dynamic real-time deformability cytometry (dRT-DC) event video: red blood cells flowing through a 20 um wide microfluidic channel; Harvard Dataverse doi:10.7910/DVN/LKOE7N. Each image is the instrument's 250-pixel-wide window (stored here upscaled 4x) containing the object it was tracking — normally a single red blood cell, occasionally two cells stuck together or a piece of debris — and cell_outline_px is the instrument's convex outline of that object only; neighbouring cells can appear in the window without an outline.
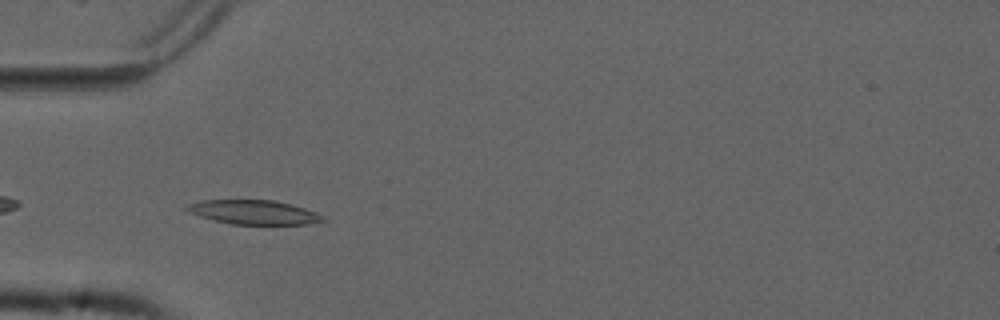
{"species": "common noctule bat (a hibernating species)", "species_latin": "Nyctalus noctula", "temperature_condition": "cold", "stored_images_in_passage": 29, "camera_frame_rate_fps": 3000, "um_per_image_px": 0.085, "animal": {"sex": "male", "forearm_length_mm": 52.5}, "frame": {"image": 1, "passage_image": 2, "time_ms": 0.333, "image_size_px": [1000, 320], "cell_outline_px": [[328, 220], [308, 224], [232, 224], [200, 216], [184, 208], [188, 204], [200, 200], [276, 200], [292, 204], [316, 212], [324, 216]], "centroid_in_image_um": [21.63, 18.03], "position_along_channel_um": 63.4, "area_um2": 19.07}}
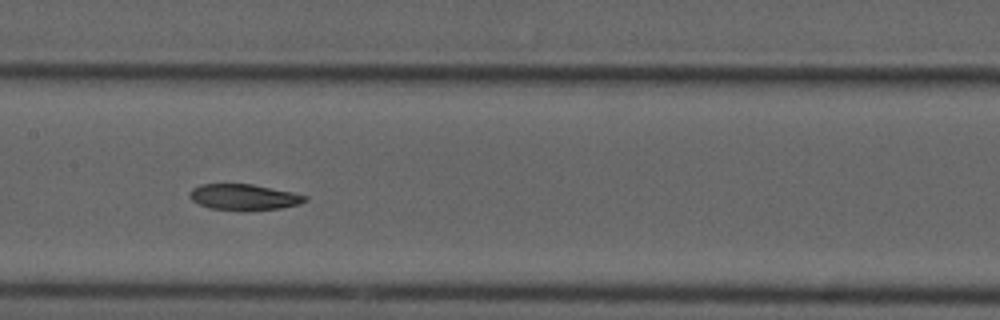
{"frame": {"image": 2, "passage_image": 12, "time_ms": 3.667, "image_size_px": [1000, 320], "cell_outline_px": [[308, 200], [300, 204], [280, 208], [244, 212], [208, 208], [192, 200], [188, 196], [188, 192], [192, 188], [200, 184], [252, 184], [292, 192], [308, 196]], "centroid_in_image_um": [20.72, 16.77], "position_along_channel_um": 186.7, "area_um2": 17.86}}
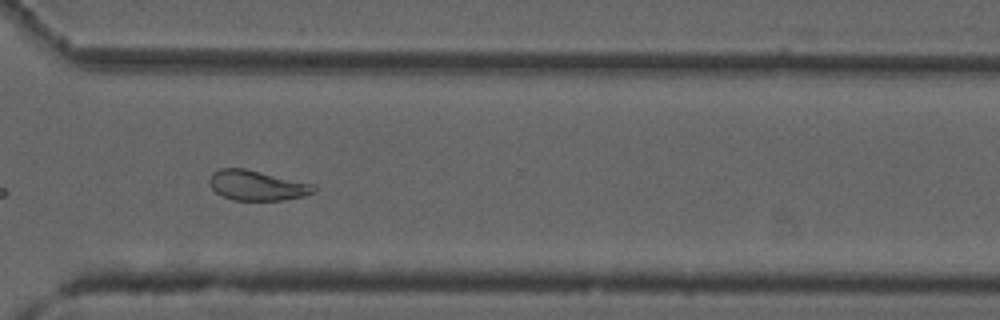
{"frame": {"image": 3, "passage_image": 25, "time_ms": 8.0, "image_size_px": [1000, 320], "cell_outline_px": [[316, 192], [304, 196], [284, 200], [232, 200], [216, 192], [212, 188], [208, 180], [212, 172], [220, 168], [244, 168], [316, 184]], "centroid_in_image_um": [21.87, 15.75], "position_along_channel_um": 348.7, "area_um2": 18.44}, "authors_computed_cell_mechanics": {"area_um2": 18.3226, "velocity_mm_per_s": 3.7506, "shape_relaxation_time_tau1_ms": 7.1975, "shape_relaxation_time_tau2_ms": 3.5547, "deformation_change_tau1": 0.1764, "deformation_change_tau2": 0.0909}}